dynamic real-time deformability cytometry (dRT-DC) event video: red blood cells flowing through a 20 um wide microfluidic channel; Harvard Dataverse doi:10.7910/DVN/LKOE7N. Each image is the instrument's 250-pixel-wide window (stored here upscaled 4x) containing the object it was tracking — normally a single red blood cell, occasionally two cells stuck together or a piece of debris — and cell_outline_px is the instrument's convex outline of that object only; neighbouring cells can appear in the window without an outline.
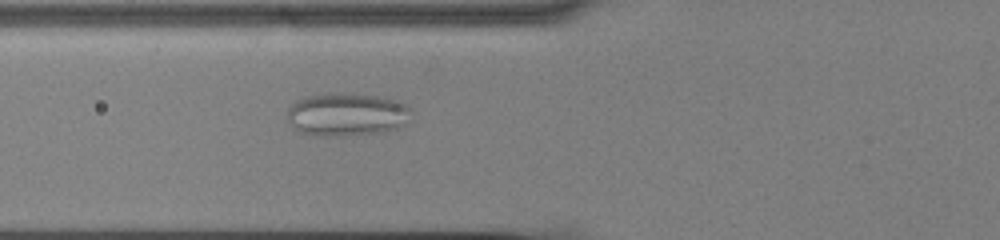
{"species": "common noctule bat (a hibernating species)", "species_latin": "Nyctalus noctula", "temperature_condition": "cold", "stored_images_in_passage": 44, "camera_frame_rate_fps": 3000, "um_per_image_px": 0.085, "animal": {"sex": "male", "body_mass_g": 13.0, "forearm_length_mm": 53.1}, "frame": {"image": 1, "passage_image": 9, "time_ms": 2.667, "image_size_px": [1000, 240], "cell_outline_px": [[412, 108], [408, 124], [396, 128], [380, 132], [340, 136], [320, 136], [300, 132], [292, 128], [288, 120], [288, 108], [296, 100], [308, 96], [340, 92], [376, 96], [392, 100], [404, 104]], "centroid_in_image_um": [29.46, 9.74], "position_along_channel_um": 96.3, "area_um2": 31.15}}
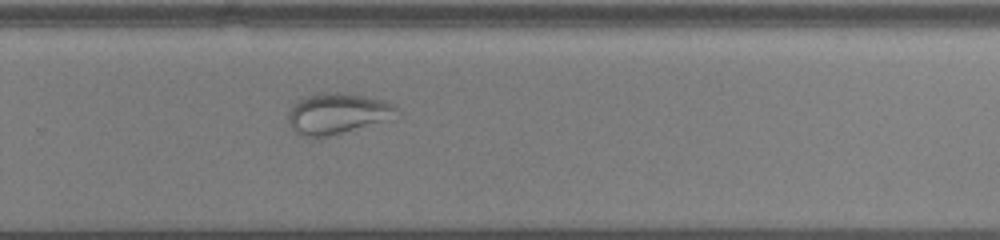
{"frame": {"image": 2, "passage_image": 26, "time_ms": 8.333, "image_size_px": [1000, 240], "cell_outline_px": [[396, 120], [328, 136], [300, 136], [288, 124], [288, 112], [292, 104], [308, 96], [320, 92], [336, 92], [364, 96], [384, 100], [396, 104]], "centroid_in_image_um": [28.73, 9.66], "position_along_channel_um": 301.1, "area_um2": 26.18}}
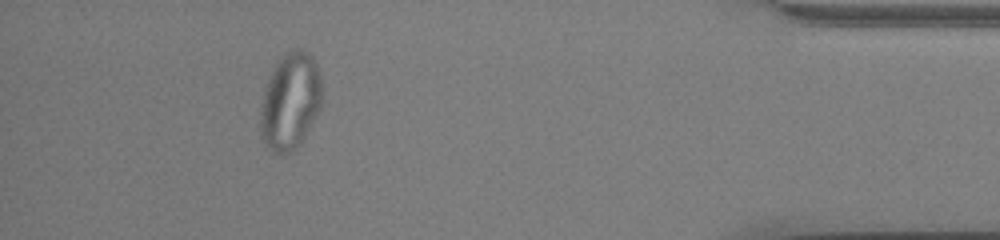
{"frame": {"image": 3, "passage_image": 39, "time_ms": 12.667, "image_size_px": [1000, 240], "cell_outline_px": [[324, 100], [320, 108], [300, 144], [292, 152], [284, 156], [272, 152], [264, 148], [260, 136], [260, 104], [264, 88], [276, 64], [292, 48], [300, 48], [308, 52], [312, 56], [320, 72], [324, 92]], "centroid_in_image_um": [24.68, 8.66], "position_along_channel_um": 410.5, "area_um2": 35.66}}